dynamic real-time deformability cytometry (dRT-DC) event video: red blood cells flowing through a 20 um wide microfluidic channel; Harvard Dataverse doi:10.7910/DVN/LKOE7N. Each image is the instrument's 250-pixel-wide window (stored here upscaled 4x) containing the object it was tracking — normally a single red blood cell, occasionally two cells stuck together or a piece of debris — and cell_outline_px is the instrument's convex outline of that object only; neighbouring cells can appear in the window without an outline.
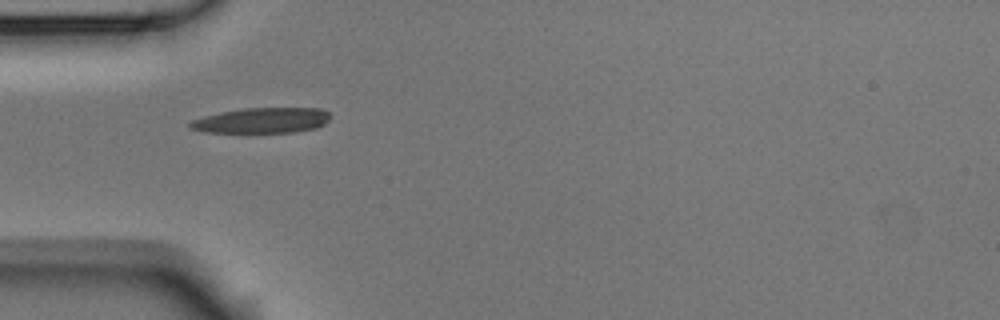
{"species": "Egyptian fruit bat (a non-hibernating species)", "species_latin": "Rousettus aegyptiacus", "temperature_condition": "room temperature", "stored_images_in_passage": 4, "camera_frame_rate_fps": 3000, "um_per_image_px": 0.085, "animal": {"sex": "male"}, "frame": {"image": 1, "passage_image": 3, "time_ms": 0.667, "image_size_px": [1000, 320], "cell_outline_px": [[332, 116], [324, 124], [316, 128], [296, 132], [204, 132], [188, 128], [188, 124], [192, 120], [220, 112], [244, 108], [320, 108], [328, 112]], "centroid_in_image_um": [22.28, 10.23], "position_along_channel_um": 62.7, "area_um2": 20.75}}
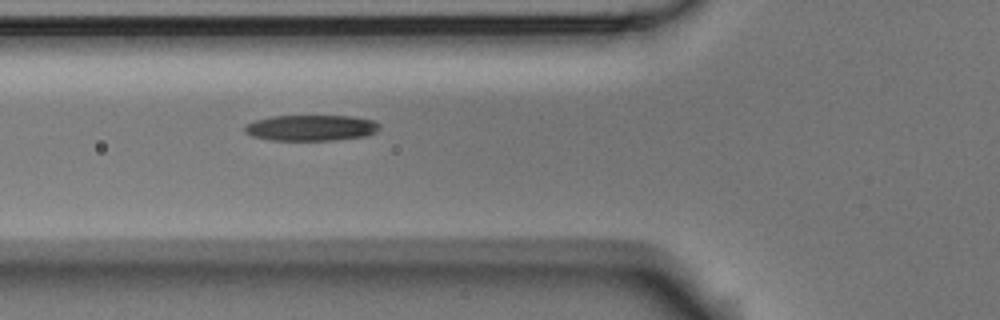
{"frame": {"image": 2, "passage_image": 4, "time_ms": 1.0, "image_size_px": [1000, 320], "cell_outline_px": [[380, 128], [376, 132], [368, 136], [336, 140], [272, 140], [252, 136], [244, 132], [244, 124], [256, 120], [272, 116], [352, 116], [376, 120], [380, 124]], "centroid_in_image_um": [26.48, 10.86], "position_along_channel_um": 99.3, "area_um2": 20.58}}